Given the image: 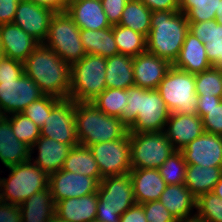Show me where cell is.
<instances>
[{
	"mask_svg": "<svg viewBox=\"0 0 222 222\" xmlns=\"http://www.w3.org/2000/svg\"><path fill=\"white\" fill-rule=\"evenodd\" d=\"M126 92L129 97L121 120L129 128V132H164L170 111L159 91L132 86Z\"/></svg>",
	"mask_w": 222,
	"mask_h": 222,
	"instance_id": "cell-1",
	"label": "cell"
},
{
	"mask_svg": "<svg viewBox=\"0 0 222 222\" xmlns=\"http://www.w3.org/2000/svg\"><path fill=\"white\" fill-rule=\"evenodd\" d=\"M24 74L37 83L45 95L67 99L70 66L53 50L40 43L23 62Z\"/></svg>",
	"mask_w": 222,
	"mask_h": 222,
	"instance_id": "cell-2",
	"label": "cell"
},
{
	"mask_svg": "<svg viewBox=\"0 0 222 222\" xmlns=\"http://www.w3.org/2000/svg\"><path fill=\"white\" fill-rule=\"evenodd\" d=\"M150 25L146 51L173 65L189 32L186 15L180 11H154L151 14Z\"/></svg>",
	"mask_w": 222,
	"mask_h": 222,
	"instance_id": "cell-3",
	"label": "cell"
},
{
	"mask_svg": "<svg viewBox=\"0 0 222 222\" xmlns=\"http://www.w3.org/2000/svg\"><path fill=\"white\" fill-rule=\"evenodd\" d=\"M78 143L90 147L125 137L129 128L120 118L101 112L93 103H75Z\"/></svg>",
	"mask_w": 222,
	"mask_h": 222,
	"instance_id": "cell-4",
	"label": "cell"
},
{
	"mask_svg": "<svg viewBox=\"0 0 222 222\" xmlns=\"http://www.w3.org/2000/svg\"><path fill=\"white\" fill-rule=\"evenodd\" d=\"M106 58L86 54L70 66V89L68 98L75 103L95 100L107 87L105 79Z\"/></svg>",
	"mask_w": 222,
	"mask_h": 222,
	"instance_id": "cell-5",
	"label": "cell"
},
{
	"mask_svg": "<svg viewBox=\"0 0 222 222\" xmlns=\"http://www.w3.org/2000/svg\"><path fill=\"white\" fill-rule=\"evenodd\" d=\"M8 178L0 177V201L21 205L33 194L48 188L49 175L31 160L15 166Z\"/></svg>",
	"mask_w": 222,
	"mask_h": 222,
	"instance_id": "cell-6",
	"label": "cell"
},
{
	"mask_svg": "<svg viewBox=\"0 0 222 222\" xmlns=\"http://www.w3.org/2000/svg\"><path fill=\"white\" fill-rule=\"evenodd\" d=\"M97 194L96 219L100 222H120V216L136 204L129 173L103 177Z\"/></svg>",
	"mask_w": 222,
	"mask_h": 222,
	"instance_id": "cell-7",
	"label": "cell"
},
{
	"mask_svg": "<svg viewBox=\"0 0 222 222\" xmlns=\"http://www.w3.org/2000/svg\"><path fill=\"white\" fill-rule=\"evenodd\" d=\"M157 90L170 113L197 114L195 74L172 66L159 83Z\"/></svg>",
	"mask_w": 222,
	"mask_h": 222,
	"instance_id": "cell-8",
	"label": "cell"
},
{
	"mask_svg": "<svg viewBox=\"0 0 222 222\" xmlns=\"http://www.w3.org/2000/svg\"><path fill=\"white\" fill-rule=\"evenodd\" d=\"M43 44L53 50L69 66L86 55L80 39V28L66 11L54 13Z\"/></svg>",
	"mask_w": 222,
	"mask_h": 222,
	"instance_id": "cell-9",
	"label": "cell"
},
{
	"mask_svg": "<svg viewBox=\"0 0 222 222\" xmlns=\"http://www.w3.org/2000/svg\"><path fill=\"white\" fill-rule=\"evenodd\" d=\"M131 169H158L176 150L164 132H129Z\"/></svg>",
	"mask_w": 222,
	"mask_h": 222,
	"instance_id": "cell-10",
	"label": "cell"
},
{
	"mask_svg": "<svg viewBox=\"0 0 222 222\" xmlns=\"http://www.w3.org/2000/svg\"><path fill=\"white\" fill-rule=\"evenodd\" d=\"M45 94L37 83L23 74L17 80L0 82V116L22 113L25 108Z\"/></svg>",
	"mask_w": 222,
	"mask_h": 222,
	"instance_id": "cell-11",
	"label": "cell"
},
{
	"mask_svg": "<svg viewBox=\"0 0 222 222\" xmlns=\"http://www.w3.org/2000/svg\"><path fill=\"white\" fill-rule=\"evenodd\" d=\"M102 177L127 174L131 170L129 133L120 139L89 147Z\"/></svg>",
	"mask_w": 222,
	"mask_h": 222,
	"instance_id": "cell-12",
	"label": "cell"
},
{
	"mask_svg": "<svg viewBox=\"0 0 222 222\" xmlns=\"http://www.w3.org/2000/svg\"><path fill=\"white\" fill-rule=\"evenodd\" d=\"M75 102L61 99L52 109L40 129V136L51 138L63 144L78 145L75 123Z\"/></svg>",
	"mask_w": 222,
	"mask_h": 222,
	"instance_id": "cell-13",
	"label": "cell"
},
{
	"mask_svg": "<svg viewBox=\"0 0 222 222\" xmlns=\"http://www.w3.org/2000/svg\"><path fill=\"white\" fill-rule=\"evenodd\" d=\"M99 185L100 182L96 178L62 169L49 174L48 187L55 203L63 199L79 198L97 193Z\"/></svg>",
	"mask_w": 222,
	"mask_h": 222,
	"instance_id": "cell-14",
	"label": "cell"
},
{
	"mask_svg": "<svg viewBox=\"0 0 222 222\" xmlns=\"http://www.w3.org/2000/svg\"><path fill=\"white\" fill-rule=\"evenodd\" d=\"M54 12L37 4L20 0L12 23L18 25L39 43H44Z\"/></svg>",
	"mask_w": 222,
	"mask_h": 222,
	"instance_id": "cell-15",
	"label": "cell"
},
{
	"mask_svg": "<svg viewBox=\"0 0 222 222\" xmlns=\"http://www.w3.org/2000/svg\"><path fill=\"white\" fill-rule=\"evenodd\" d=\"M181 152L187 164L222 167V135L203 132Z\"/></svg>",
	"mask_w": 222,
	"mask_h": 222,
	"instance_id": "cell-16",
	"label": "cell"
},
{
	"mask_svg": "<svg viewBox=\"0 0 222 222\" xmlns=\"http://www.w3.org/2000/svg\"><path fill=\"white\" fill-rule=\"evenodd\" d=\"M172 66L169 61L147 51L133 57L135 86L149 90L157 89Z\"/></svg>",
	"mask_w": 222,
	"mask_h": 222,
	"instance_id": "cell-17",
	"label": "cell"
},
{
	"mask_svg": "<svg viewBox=\"0 0 222 222\" xmlns=\"http://www.w3.org/2000/svg\"><path fill=\"white\" fill-rule=\"evenodd\" d=\"M203 132L202 118L197 114L170 113L164 129L167 139L178 151H181Z\"/></svg>",
	"mask_w": 222,
	"mask_h": 222,
	"instance_id": "cell-18",
	"label": "cell"
},
{
	"mask_svg": "<svg viewBox=\"0 0 222 222\" xmlns=\"http://www.w3.org/2000/svg\"><path fill=\"white\" fill-rule=\"evenodd\" d=\"M77 145L63 144L51 138L40 136L30 147L31 161L48 175L62 169L64 161L72 148ZM38 150L37 157L32 156Z\"/></svg>",
	"mask_w": 222,
	"mask_h": 222,
	"instance_id": "cell-19",
	"label": "cell"
},
{
	"mask_svg": "<svg viewBox=\"0 0 222 222\" xmlns=\"http://www.w3.org/2000/svg\"><path fill=\"white\" fill-rule=\"evenodd\" d=\"M0 42L7 58L24 62L40 44L14 23L0 25Z\"/></svg>",
	"mask_w": 222,
	"mask_h": 222,
	"instance_id": "cell-20",
	"label": "cell"
},
{
	"mask_svg": "<svg viewBox=\"0 0 222 222\" xmlns=\"http://www.w3.org/2000/svg\"><path fill=\"white\" fill-rule=\"evenodd\" d=\"M66 12L80 29L100 30L112 27L100 0H68Z\"/></svg>",
	"mask_w": 222,
	"mask_h": 222,
	"instance_id": "cell-21",
	"label": "cell"
},
{
	"mask_svg": "<svg viewBox=\"0 0 222 222\" xmlns=\"http://www.w3.org/2000/svg\"><path fill=\"white\" fill-rule=\"evenodd\" d=\"M31 159L30 147L20 141L6 116H0V160L8 168Z\"/></svg>",
	"mask_w": 222,
	"mask_h": 222,
	"instance_id": "cell-22",
	"label": "cell"
},
{
	"mask_svg": "<svg viewBox=\"0 0 222 222\" xmlns=\"http://www.w3.org/2000/svg\"><path fill=\"white\" fill-rule=\"evenodd\" d=\"M129 175L137 204L160 199L166 183L158 169H131Z\"/></svg>",
	"mask_w": 222,
	"mask_h": 222,
	"instance_id": "cell-23",
	"label": "cell"
},
{
	"mask_svg": "<svg viewBox=\"0 0 222 222\" xmlns=\"http://www.w3.org/2000/svg\"><path fill=\"white\" fill-rule=\"evenodd\" d=\"M188 23L189 32L204 43L212 67L222 69V25L216 20Z\"/></svg>",
	"mask_w": 222,
	"mask_h": 222,
	"instance_id": "cell-24",
	"label": "cell"
},
{
	"mask_svg": "<svg viewBox=\"0 0 222 222\" xmlns=\"http://www.w3.org/2000/svg\"><path fill=\"white\" fill-rule=\"evenodd\" d=\"M159 201L178 222L196 215V212L193 209L196 210L197 198L184 184L166 185Z\"/></svg>",
	"mask_w": 222,
	"mask_h": 222,
	"instance_id": "cell-25",
	"label": "cell"
},
{
	"mask_svg": "<svg viewBox=\"0 0 222 222\" xmlns=\"http://www.w3.org/2000/svg\"><path fill=\"white\" fill-rule=\"evenodd\" d=\"M173 66L188 73L197 74L212 67L204 43L192 33L186 34L180 54Z\"/></svg>",
	"mask_w": 222,
	"mask_h": 222,
	"instance_id": "cell-26",
	"label": "cell"
},
{
	"mask_svg": "<svg viewBox=\"0 0 222 222\" xmlns=\"http://www.w3.org/2000/svg\"><path fill=\"white\" fill-rule=\"evenodd\" d=\"M98 194L63 199L56 203V215L68 222H89L96 219Z\"/></svg>",
	"mask_w": 222,
	"mask_h": 222,
	"instance_id": "cell-27",
	"label": "cell"
},
{
	"mask_svg": "<svg viewBox=\"0 0 222 222\" xmlns=\"http://www.w3.org/2000/svg\"><path fill=\"white\" fill-rule=\"evenodd\" d=\"M19 208L21 222H49L56 214V203L49 187L33 194Z\"/></svg>",
	"mask_w": 222,
	"mask_h": 222,
	"instance_id": "cell-28",
	"label": "cell"
},
{
	"mask_svg": "<svg viewBox=\"0 0 222 222\" xmlns=\"http://www.w3.org/2000/svg\"><path fill=\"white\" fill-rule=\"evenodd\" d=\"M221 176L222 167L187 164L184 185L198 198L202 194L213 192Z\"/></svg>",
	"mask_w": 222,
	"mask_h": 222,
	"instance_id": "cell-29",
	"label": "cell"
},
{
	"mask_svg": "<svg viewBox=\"0 0 222 222\" xmlns=\"http://www.w3.org/2000/svg\"><path fill=\"white\" fill-rule=\"evenodd\" d=\"M105 79L107 88L127 89L135 86L133 57L119 53L106 58Z\"/></svg>",
	"mask_w": 222,
	"mask_h": 222,
	"instance_id": "cell-30",
	"label": "cell"
},
{
	"mask_svg": "<svg viewBox=\"0 0 222 222\" xmlns=\"http://www.w3.org/2000/svg\"><path fill=\"white\" fill-rule=\"evenodd\" d=\"M80 39L86 54L104 58L119 54L112 27L100 30L80 29Z\"/></svg>",
	"mask_w": 222,
	"mask_h": 222,
	"instance_id": "cell-31",
	"label": "cell"
},
{
	"mask_svg": "<svg viewBox=\"0 0 222 222\" xmlns=\"http://www.w3.org/2000/svg\"><path fill=\"white\" fill-rule=\"evenodd\" d=\"M62 170L96 178L99 182L103 178L91 149L80 144L72 148L64 161Z\"/></svg>",
	"mask_w": 222,
	"mask_h": 222,
	"instance_id": "cell-32",
	"label": "cell"
},
{
	"mask_svg": "<svg viewBox=\"0 0 222 222\" xmlns=\"http://www.w3.org/2000/svg\"><path fill=\"white\" fill-rule=\"evenodd\" d=\"M151 14L152 11L141 0H128L119 25L131 28L147 38L151 29Z\"/></svg>",
	"mask_w": 222,
	"mask_h": 222,
	"instance_id": "cell-33",
	"label": "cell"
},
{
	"mask_svg": "<svg viewBox=\"0 0 222 222\" xmlns=\"http://www.w3.org/2000/svg\"><path fill=\"white\" fill-rule=\"evenodd\" d=\"M113 35L120 54L135 57L146 52V37L131 28L112 25Z\"/></svg>",
	"mask_w": 222,
	"mask_h": 222,
	"instance_id": "cell-34",
	"label": "cell"
},
{
	"mask_svg": "<svg viewBox=\"0 0 222 222\" xmlns=\"http://www.w3.org/2000/svg\"><path fill=\"white\" fill-rule=\"evenodd\" d=\"M178 5L188 22L210 21L219 13L220 0H178Z\"/></svg>",
	"mask_w": 222,
	"mask_h": 222,
	"instance_id": "cell-35",
	"label": "cell"
},
{
	"mask_svg": "<svg viewBox=\"0 0 222 222\" xmlns=\"http://www.w3.org/2000/svg\"><path fill=\"white\" fill-rule=\"evenodd\" d=\"M129 95L126 89L106 88L93 103L101 112L121 119Z\"/></svg>",
	"mask_w": 222,
	"mask_h": 222,
	"instance_id": "cell-36",
	"label": "cell"
},
{
	"mask_svg": "<svg viewBox=\"0 0 222 222\" xmlns=\"http://www.w3.org/2000/svg\"><path fill=\"white\" fill-rule=\"evenodd\" d=\"M195 88L198 96L222 97V69L211 67L195 74Z\"/></svg>",
	"mask_w": 222,
	"mask_h": 222,
	"instance_id": "cell-37",
	"label": "cell"
},
{
	"mask_svg": "<svg viewBox=\"0 0 222 222\" xmlns=\"http://www.w3.org/2000/svg\"><path fill=\"white\" fill-rule=\"evenodd\" d=\"M187 163L181 151L176 150L158 168L166 185L184 184Z\"/></svg>",
	"mask_w": 222,
	"mask_h": 222,
	"instance_id": "cell-38",
	"label": "cell"
},
{
	"mask_svg": "<svg viewBox=\"0 0 222 222\" xmlns=\"http://www.w3.org/2000/svg\"><path fill=\"white\" fill-rule=\"evenodd\" d=\"M6 117L9 119L15 136L29 147L40 137V128L23 113H15Z\"/></svg>",
	"mask_w": 222,
	"mask_h": 222,
	"instance_id": "cell-39",
	"label": "cell"
},
{
	"mask_svg": "<svg viewBox=\"0 0 222 222\" xmlns=\"http://www.w3.org/2000/svg\"><path fill=\"white\" fill-rule=\"evenodd\" d=\"M196 215L207 222H222V201L213 192L200 195Z\"/></svg>",
	"mask_w": 222,
	"mask_h": 222,
	"instance_id": "cell-40",
	"label": "cell"
},
{
	"mask_svg": "<svg viewBox=\"0 0 222 222\" xmlns=\"http://www.w3.org/2000/svg\"><path fill=\"white\" fill-rule=\"evenodd\" d=\"M60 100L51 95H44L40 99L30 103L22 113L41 129L44 126L45 120L49 117L51 109Z\"/></svg>",
	"mask_w": 222,
	"mask_h": 222,
	"instance_id": "cell-41",
	"label": "cell"
},
{
	"mask_svg": "<svg viewBox=\"0 0 222 222\" xmlns=\"http://www.w3.org/2000/svg\"><path fill=\"white\" fill-rule=\"evenodd\" d=\"M204 132L222 135V101L212 109H197Z\"/></svg>",
	"mask_w": 222,
	"mask_h": 222,
	"instance_id": "cell-42",
	"label": "cell"
},
{
	"mask_svg": "<svg viewBox=\"0 0 222 222\" xmlns=\"http://www.w3.org/2000/svg\"><path fill=\"white\" fill-rule=\"evenodd\" d=\"M147 222H178L176 218L159 201H150L141 204Z\"/></svg>",
	"mask_w": 222,
	"mask_h": 222,
	"instance_id": "cell-43",
	"label": "cell"
},
{
	"mask_svg": "<svg viewBox=\"0 0 222 222\" xmlns=\"http://www.w3.org/2000/svg\"><path fill=\"white\" fill-rule=\"evenodd\" d=\"M24 74L23 63L4 57L0 60V82L17 80Z\"/></svg>",
	"mask_w": 222,
	"mask_h": 222,
	"instance_id": "cell-44",
	"label": "cell"
},
{
	"mask_svg": "<svg viewBox=\"0 0 222 222\" xmlns=\"http://www.w3.org/2000/svg\"><path fill=\"white\" fill-rule=\"evenodd\" d=\"M128 0H101L102 7L111 25L119 24Z\"/></svg>",
	"mask_w": 222,
	"mask_h": 222,
	"instance_id": "cell-45",
	"label": "cell"
},
{
	"mask_svg": "<svg viewBox=\"0 0 222 222\" xmlns=\"http://www.w3.org/2000/svg\"><path fill=\"white\" fill-rule=\"evenodd\" d=\"M0 222H21L19 205L0 201Z\"/></svg>",
	"mask_w": 222,
	"mask_h": 222,
	"instance_id": "cell-46",
	"label": "cell"
},
{
	"mask_svg": "<svg viewBox=\"0 0 222 222\" xmlns=\"http://www.w3.org/2000/svg\"><path fill=\"white\" fill-rule=\"evenodd\" d=\"M20 0H0V25L12 23Z\"/></svg>",
	"mask_w": 222,
	"mask_h": 222,
	"instance_id": "cell-47",
	"label": "cell"
},
{
	"mask_svg": "<svg viewBox=\"0 0 222 222\" xmlns=\"http://www.w3.org/2000/svg\"><path fill=\"white\" fill-rule=\"evenodd\" d=\"M152 12L179 11L178 0H141Z\"/></svg>",
	"mask_w": 222,
	"mask_h": 222,
	"instance_id": "cell-48",
	"label": "cell"
},
{
	"mask_svg": "<svg viewBox=\"0 0 222 222\" xmlns=\"http://www.w3.org/2000/svg\"><path fill=\"white\" fill-rule=\"evenodd\" d=\"M120 222H147L143 206L137 203L131 206L120 216Z\"/></svg>",
	"mask_w": 222,
	"mask_h": 222,
	"instance_id": "cell-49",
	"label": "cell"
},
{
	"mask_svg": "<svg viewBox=\"0 0 222 222\" xmlns=\"http://www.w3.org/2000/svg\"><path fill=\"white\" fill-rule=\"evenodd\" d=\"M38 6L51 9L54 13L64 12L67 9L68 0H27Z\"/></svg>",
	"mask_w": 222,
	"mask_h": 222,
	"instance_id": "cell-50",
	"label": "cell"
},
{
	"mask_svg": "<svg viewBox=\"0 0 222 222\" xmlns=\"http://www.w3.org/2000/svg\"><path fill=\"white\" fill-rule=\"evenodd\" d=\"M222 101V97L198 96L197 109H212Z\"/></svg>",
	"mask_w": 222,
	"mask_h": 222,
	"instance_id": "cell-51",
	"label": "cell"
},
{
	"mask_svg": "<svg viewBox=\"0 0 222 222\" xmlns=\"http://www.w3.org/2000/svg\"><path fill=\"white\" fill-rule=\"evenodd\" d=\"M213 193L220 198L222 201V176L219 180V182L215 185V188L213 190Z\"/></svg>",
	"mask_w": 222,
	"mask_h": 222,
	"instance_id": "cell-52",
	"label": "cell"
},
{
	"mask_svg": "<svg viewBox=\"0 0 222 222\" xmlns=\"http://www.w3.org/2000/svg\"><path fill=\"white\" fill-rule=\"evenodd\" d=\"M215 20L222 25V0H220L219 13H215Z\"/></svg>",
	"mask_w": 222,
	"mask_h": 222,
	"instance_id": "cell-53",
	"label": "cell"
},
{
	"mask_svg": "<svg viewBox=\"0 0 222 222\" xmlns=\"http://www.w3.org/2000/svg\"><path fill=\"white\" fill-rule=\"evenodd\" d=\"M181 222H207L206 220H203L199 218L197 215L187 218L186 220H183Z\"/></svg>",
	"mask_w": 222,
	"mask_h": 222,
	"instance_id": "cell-54",
	"label": "cell"
},
{
	"mask_svg": "<svg viewBox=\"0 0 222 222\" xmlns=\"http://www.w3.org/2000/svg\"><path fill=\"white\" fill-rule=\"evenodd\" d=\"M49 222H68L64 219H61L58 215H54L53 217L50 218Z\"/></svg>",
	"mask_w": 222,
	"mask_h": 222,
	"instance_id": "cell-55",
	"label": "cell"
},
{
	"mask_svg": "<svg viewBox=\"0 0 222 222\" xmlns=\"http://www.w3.org/2000/svg\"><path fill=\"white\" fill-rule=\"evenodd\" d=\"M4 57H5L4 50H3L2 44L0 42V60L3 59Z\"/></svg>",
	"mask_w": 222,
	"mask_h": 222,
	"instance_id": "cell-56",
	"label": "cell"
},
{
	"mask_svg": "<svg viewBox=\"0 0 222 222\" xmlns=\"http://www.w3.org/2000/svg\"><path fill=\"white\" fill-rule=\"evenodd\" d=\"M89 222H100L99 220L95 219V220H91Z\"/></svg>",
	"mask_w": 222,
	"mask_h": 222,
	"instance_id": "cell-57",
	"label": "cell"
}]
</instances>
